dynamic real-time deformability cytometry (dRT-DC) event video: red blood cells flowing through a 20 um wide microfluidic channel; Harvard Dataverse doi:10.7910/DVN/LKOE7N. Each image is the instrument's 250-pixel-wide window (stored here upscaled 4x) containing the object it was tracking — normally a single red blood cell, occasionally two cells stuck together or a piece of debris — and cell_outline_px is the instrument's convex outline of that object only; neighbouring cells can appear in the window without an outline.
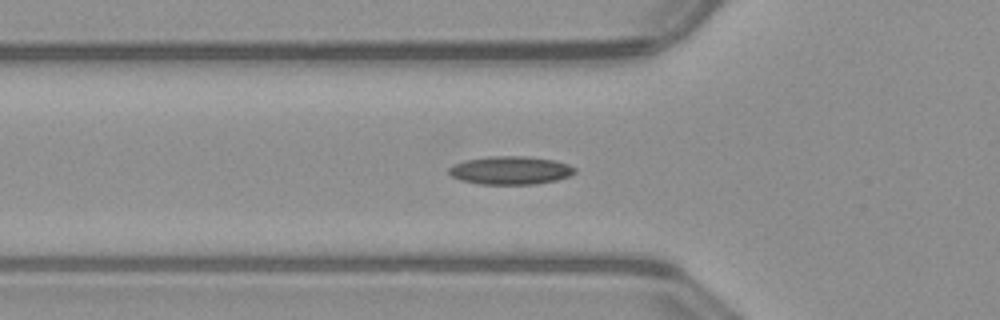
{"species": "common noctule bat (a hibernating species)", "species_latin": "Nyctalus noctula", "temperature_condition": "warm", "stored_images_in_passage": 36, "camera_frame_rate_fps": 3000, "um_per_image_px": 0.085, "animal": {"sex": "male", "body_mass_g": 23.1, "forearm_length_mm": 52.7}, "frame": {"image": 1, "passage_image": 2, "time_ms": 0.333, "image_size_px": [1000, 320], "cell_outline_px": [[576, 172], [568, 176], [556, 180], [536, 184], [480, 184], [460, 180], [452, 176], [448, 172], [448, 168], [452, 164], [464, 160], [488, 156], [524, 156], [556, 160], [568, 164], [576, 168]], "centroid_in_image_um": [43.37, 14.47], "position_along_channel_um": 82.4, "area_um2": 20.87}}
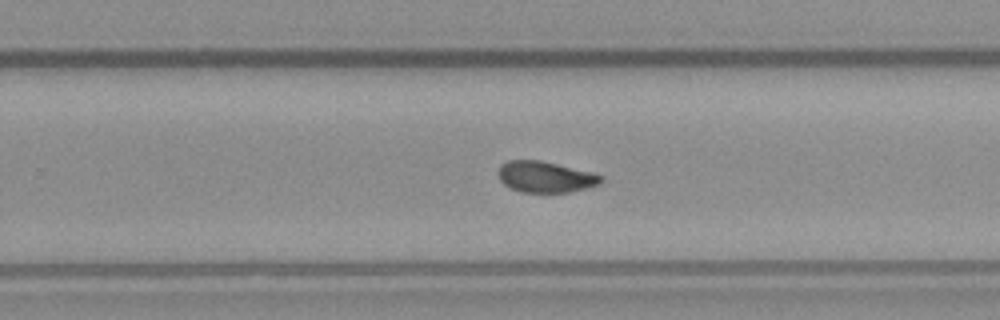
{"frame": {"image": 2, "passage_image": 17, "time_ms": 5.333, "image_size_px": [1000, 320], "cell_outline_px": [[604, 180], [600, 184], [568, 192], [524, 192], [512, 188], [504, 184], [500, 180], [500, 164], [508, 160], [540, 160], [592, 172], [604, 176]], "centroid_in_image_um": [46.39, 15.02], "position_along_channel_um": 283.4, "area_um2": 18.44}}
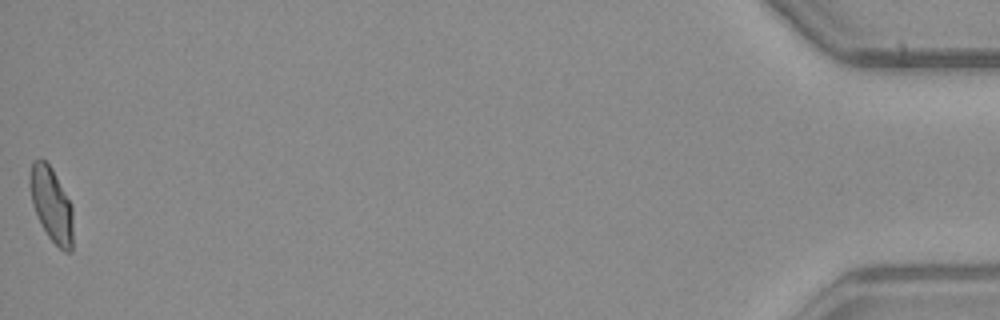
{"frame": {"image": 3, "passage_image": 36, "time_ms": 11.667, "image_size_px": [1000, 320], "cell_outline_px": [[72, 252], [64, 252], [48, 236], [40, 224], [32, 204], [28, 184], [28, 176], [32, 160], [40, 156], [52, 168], [72, 204]], "centroid_in_image_um": [4.34, 17.33], "position_along_channel_um": 430.9, "area_um2": 19.13}, "authors_computed_cell_mechanics": {"area_um2": 18.9584, "velocity_mm_per_s": 4.0047, "shape_relaxation_time_tau1_ms": null, "shape_relaxation_time_tau2_ms": 2.0398, "deformation_change_tau1": null, "deformation_change_tau2": 0.0735}}